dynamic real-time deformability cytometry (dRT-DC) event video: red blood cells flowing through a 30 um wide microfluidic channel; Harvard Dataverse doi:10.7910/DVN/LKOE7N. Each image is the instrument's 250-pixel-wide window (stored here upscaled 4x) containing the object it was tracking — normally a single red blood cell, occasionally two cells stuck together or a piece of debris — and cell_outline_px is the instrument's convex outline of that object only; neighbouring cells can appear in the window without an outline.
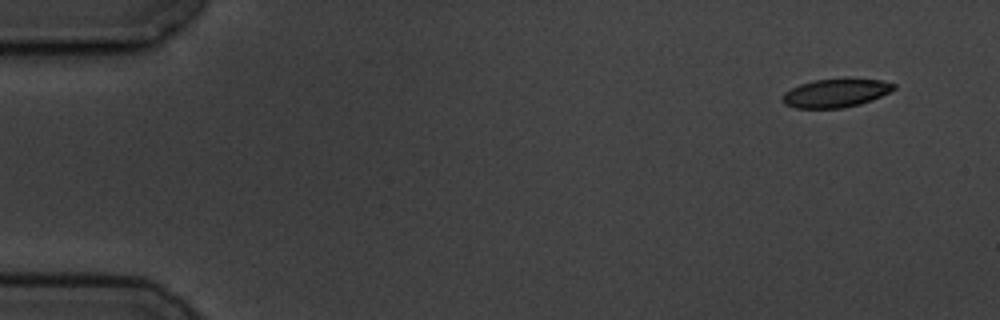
{"species": "common noctule bat (a hibernating species)", "species_latin": "Nyctalus noctula", "temperature_condition": "cold", "stored_images_in_passage": 5, "camera_frame_rate_fps": 3000, "um_per_image_px": 0.085, "animal": {"sex": "male", "body_mass_g": 19.5, "forearm_length_mm": 54.6}, "frame": {"image": 1, "passage_image": 1, "time_ms": 0.0, "image_size_px": [1000, 320], "cell_outline_px": [[896, 88], [872, 100], [860, 104], [844, 108], [796, 108], [784, 104], [780, 100], [780, 96], [784, 92], [800, 84], [816, 80], [880, 80], [896, 84]], "centroid_in_image_um": [70.98, 7.94], "position_along_channel_um": 14.0, "area_um2": 18.15}}
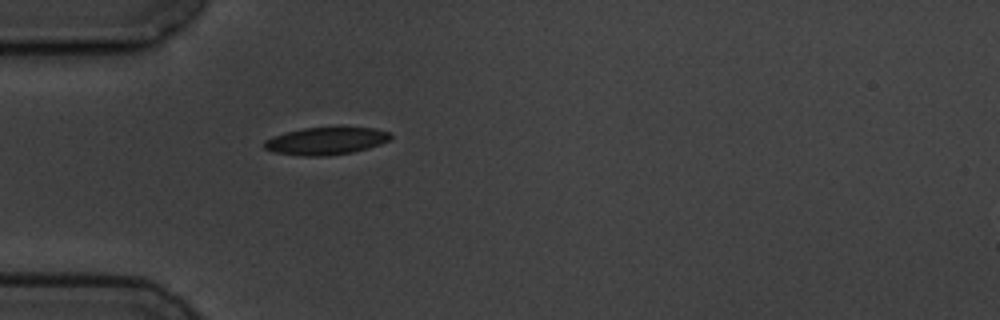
{"frame": {"image": 2, "passage_image": 5, "time_ms": 4.333, "image_size_px": [1000, 320], "cell_outline_px": [[392, 136], [388, 140], [380, 144], [368, 148], [352, 152], [328, 156], [300, 156], [272, 152], [264, 148], [264, 140], [272, 136], [284, 132], [304, 128], [344, 124], [376, 128], [388, 132]], "centroid_in_image_um": [27.72, 11.93], "position_along_channel_um": 57.3, "area_um2": 21.21}}